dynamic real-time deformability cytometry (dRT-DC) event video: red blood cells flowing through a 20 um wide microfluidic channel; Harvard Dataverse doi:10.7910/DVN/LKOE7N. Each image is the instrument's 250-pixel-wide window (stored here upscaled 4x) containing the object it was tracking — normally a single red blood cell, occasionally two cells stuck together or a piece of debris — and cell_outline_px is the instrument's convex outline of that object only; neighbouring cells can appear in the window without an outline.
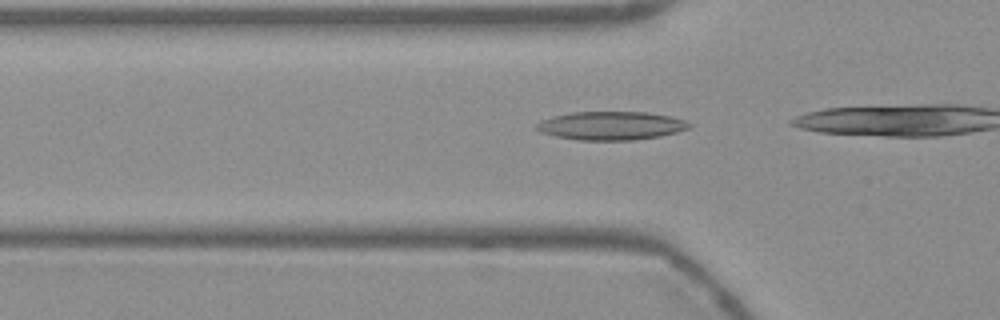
{"species": "Egyptian fruit bat (a non-hibernating species)", "species_latin": "Rousettus aegyptiacus", "temperature_condition": "warm", "stored_images_in_passage": 7, "camera_frame_rate_fps": 3000, "um_per_image_px": 0.085, "frame": {"image": 1, "passage_image": 2, "time_ms": 0.333, "image_size_px": [1000, 320], "cell_outline_px": [[692, 124], [688, 128], [676, 132], [660, 136], [632, 140], [576, 140], [556, 136], [540, 132], [536, 128], [536, 124], [540, 120], [552, 116], [572, 112], [648, 112], [668, 116], [684, 120]], "centroid_in_image_um": [51.9, 10.68], "position_along_channel_um": 73.9, "area_um2": 25.26}}
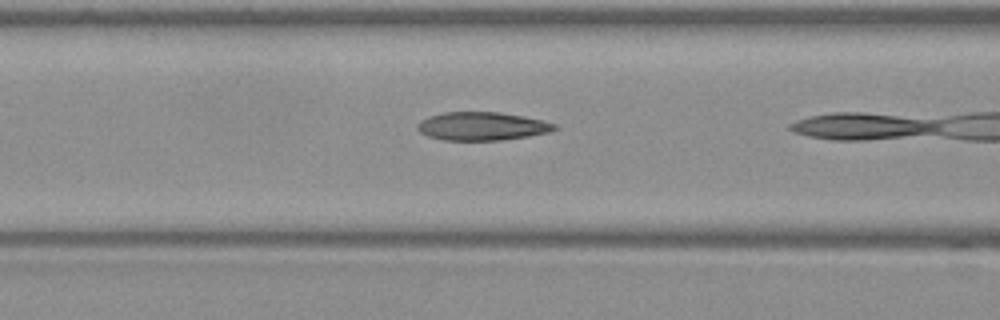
{"frame": {"image": 2, "passage_image": 6, "time_ms": 1.667, "image_size_px": [1000, 320], "cell_outline_px": [[556, 128], [552, 132], [528, 136], [500, 140], [444, 140], [428, 136], [420, 132], [416, 128], [416, 124], [420, 120], [428, 116], [444, 112], [500, 112], [524, 116], [544, 120], [556, 124]], "centroid_in_image_um": [40.97, 10.72], "position_along_channel_um": 125.6, "area_um2": 22.77}}